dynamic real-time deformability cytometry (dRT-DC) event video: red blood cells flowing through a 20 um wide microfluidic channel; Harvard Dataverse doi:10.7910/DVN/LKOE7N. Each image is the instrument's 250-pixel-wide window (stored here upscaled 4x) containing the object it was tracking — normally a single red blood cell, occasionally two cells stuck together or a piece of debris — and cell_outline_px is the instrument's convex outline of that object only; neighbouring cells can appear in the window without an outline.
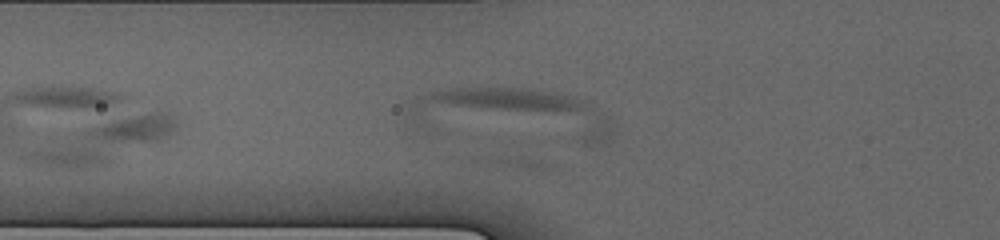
{"species": "human", "species_latin": "Homo sapiens", "temperature_condition": "cold", "stored_images_in_passage": 3, "camera_frame_rate_fps": 3000, "um_per_image_px": 0.085, "donor": {"sex": "male"}, "frame": {"image": 1, "passage_image": 3, "time_ms": 0.667, "image_size_px": [1000, 240], "cell_outline_px": [[616, 132], [604, 144], [580, 144], [424, 136], [404, 120], [400, 108], [416, 96], [448, 88], [532, 88], [556, 92], [576, 96], [592, 104], [612, 120], [616, 124]], "centroid_in_image_um": [43.22, 9.86], "position_along_channel_um": 82.6, "area_um2": 69.59}}